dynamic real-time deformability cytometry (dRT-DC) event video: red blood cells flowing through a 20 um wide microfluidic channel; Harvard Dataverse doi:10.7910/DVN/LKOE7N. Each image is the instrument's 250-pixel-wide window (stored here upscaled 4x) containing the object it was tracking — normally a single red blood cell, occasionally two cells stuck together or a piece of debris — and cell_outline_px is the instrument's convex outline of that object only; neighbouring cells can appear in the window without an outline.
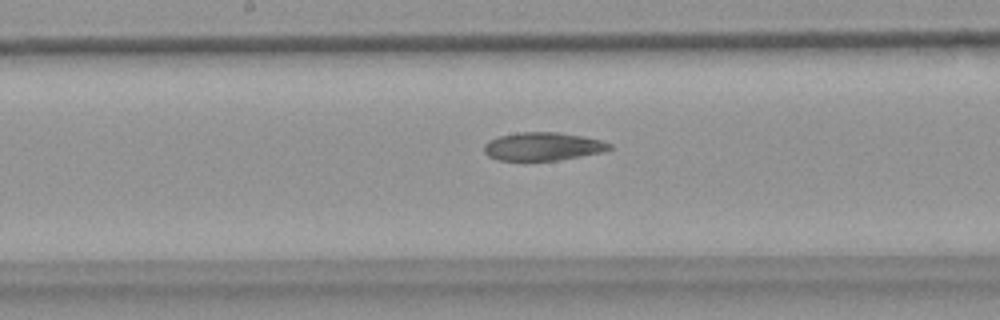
{"species": "common noctule bat (a hibernating species)", "species_latin": "Nyctalus noctula", "temperature_condition": "warm", "stored_images_in_passage": 38, "segment_of_instrument_passage": [1, 2], "camera_frame_rate_fps": 3000, "um_per_image_px": 0.085, "animal": {"sex": "female", "body_mass_g": 18.4}, "frame": {"image": 1, "passage_image": 19, "time_ms": 6.0, "image_size_px": [1000, 320], "cell_outline_px": [[612, 148], [604, 152], [560, 160], [524, 164], [496, 160], [488, 156], [484, 152], [484, 144], [488, 140], [500, 136], [520, 132], [560, 132], [584, 136], [600, 140], [612, 144]], "centroid_in_image_um": [46.1, 12.5], "position_along_channel_um": 202.1, "area_um2": 21.68}}
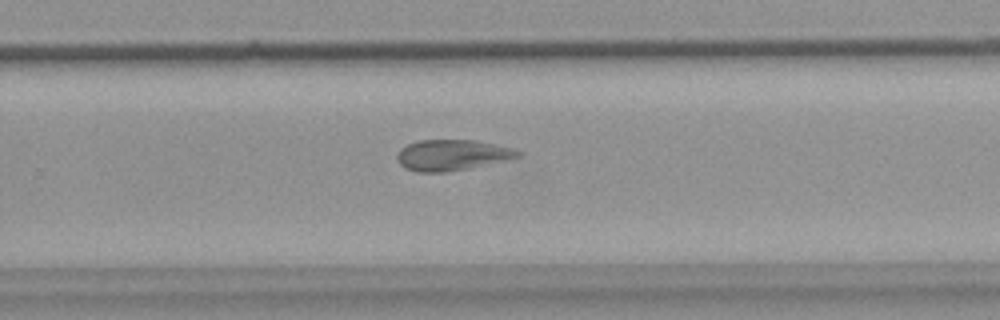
{"frame": {"image": 2, "passage_image": 26, "time_ms": 8.333, "image_size_px": [1000, 320], "cell_outline_px": [[524, 152], [520, 156], [504, 160], [468, 168], [448, 172], [416, 172], [404, 168], [396, 160], [396, 156], [400, 148], [408, 144], [420, 140], [476, 140], [512, 148]], "centroid_in_image_um": [38.38, 13.18], "position_along_channel_um": 291.4, "area_um2": 21.68}}
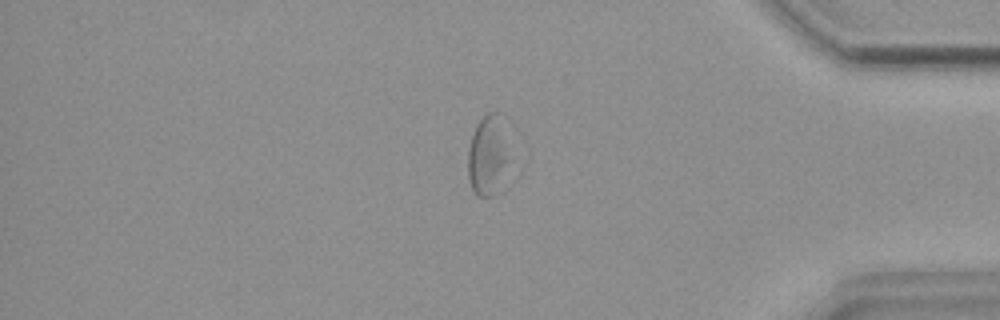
{"frame": {"image": 3, "passage_image": 36, "time_ms": 11.667, "image_size_px": [1000, 320], "cell_outline_px": [[508, 160], [496, 196], [476, 196], [472, 188], [468, 176], [468, 148], [476, 124], [488, 112], [504, 112]], "centroid_in_image_um": [41.47, 13.14], "position_along_channel_um": 393.7, "area_um2": 19.59}}